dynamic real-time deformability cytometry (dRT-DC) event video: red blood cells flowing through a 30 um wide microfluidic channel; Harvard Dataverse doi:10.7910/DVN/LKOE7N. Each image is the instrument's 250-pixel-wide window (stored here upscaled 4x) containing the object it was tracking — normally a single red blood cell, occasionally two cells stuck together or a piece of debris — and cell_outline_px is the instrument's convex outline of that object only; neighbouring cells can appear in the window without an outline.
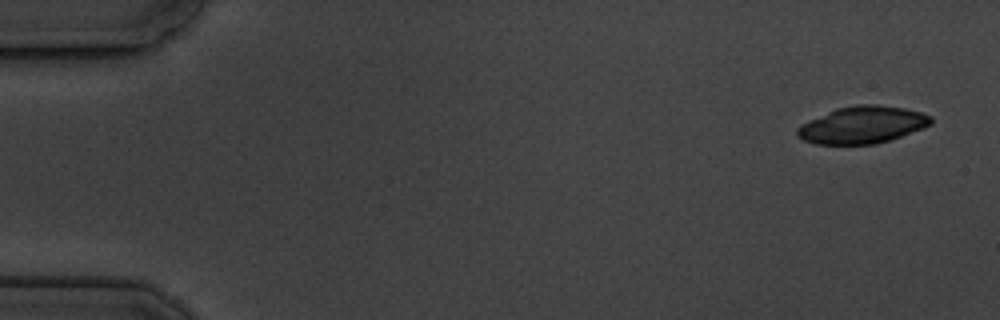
{"species": "common noctule bat (a hibernating species)", "species_latin": "Nyctalus noctula", "temperature_condition": "cold", "stored_images_in_passage": 4, "camera_frame_rate_fps": 3000, "um_per_image_px": 0.085, "animal": {"sex": "male", "body_mass_g": 19.5, "forearm_length_mm": 54.6}, "frame": {"image": 1, "passage_image": 1, "time_ms": 0.0, "image_size_px": [1000, 320], "cell_outline_px": [[932, 124], [924, 128], [876, 144], [816, 144], [804, 140], [796, 136], [796, 128], [836, 108], [856, 104], [876, 104], [904, 108], [920, 112], [932, 116]], "centroid_in_image_um": [73.33, 10.61], "position_along_channel_um": 11.7, "area_um2": 28.67}}